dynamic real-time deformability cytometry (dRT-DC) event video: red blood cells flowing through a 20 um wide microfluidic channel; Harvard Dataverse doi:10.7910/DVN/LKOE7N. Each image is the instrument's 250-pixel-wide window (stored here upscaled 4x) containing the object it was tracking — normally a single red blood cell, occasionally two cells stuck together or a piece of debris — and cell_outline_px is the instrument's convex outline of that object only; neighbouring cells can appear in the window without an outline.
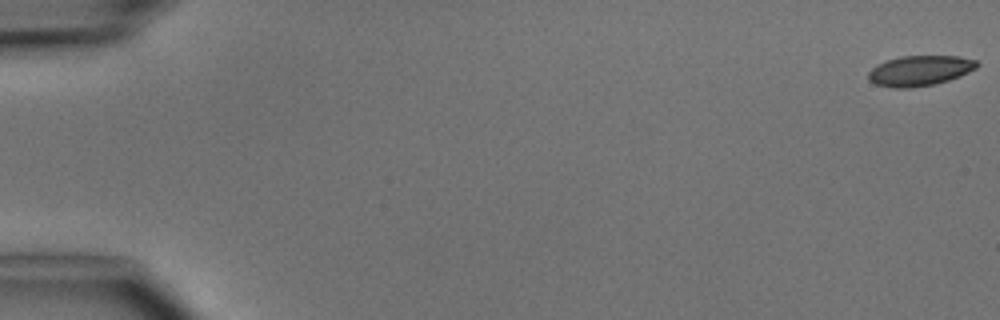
{"species": "common noctule bat (a hibernating species)", "species_latin": "Nyctalus noctula", "temperature_condition": "cold", "stored_images_in_passage": 5, "camera_frame_rate_fps": 3000, "um_per_image_px": 0.085, "animal": {"sex": "male", "body_mass_g": 15.6}, "frame": {"image": 1, "passage_image": 1, "time_ms": 0.0, "image_size_px": [1000, 320], "cell_outline_px": [[980, 64], [976, 68], [960, 76], [948, 80], [932, 84], [912, 88], [892, 88], [876, 84], [868, 80], [868, 72], [876, 64], [900, 56], [960, 56], [976, 60]], "centroid_in_image_um": [78.17, 6.0], "position_along_channel_um": 6.8, "area_um2": 19.19}}
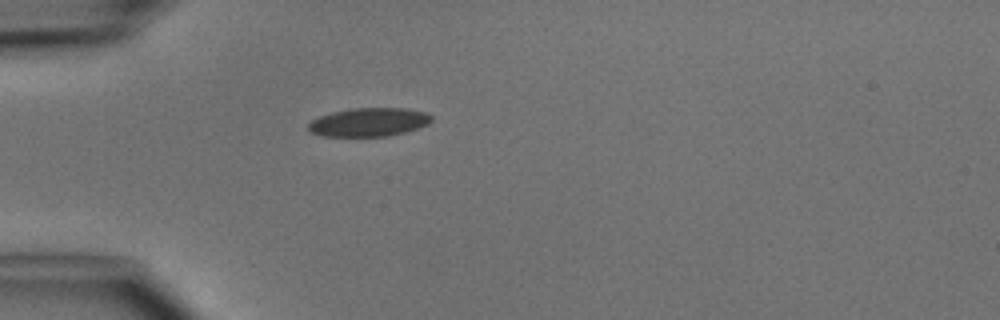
{"frame": {"image": 2, "passage_image": 5, "time_ms": 4.667, "image_size_px": [1000, 320], "cell_outline_px": [[432, 120], [428, 124], [404, 132], [388, 136], [324, 136], [312, 132], [308, 128], [308, 124], [312, 120], [320, 116], [332, 112], [352, 108], [408, 108], [424, 112], [432, 116]], "centroid_in_image_um": [31.36, 10.37], "position_along_channel_um": 53.6, "area_um2": 20.35}}